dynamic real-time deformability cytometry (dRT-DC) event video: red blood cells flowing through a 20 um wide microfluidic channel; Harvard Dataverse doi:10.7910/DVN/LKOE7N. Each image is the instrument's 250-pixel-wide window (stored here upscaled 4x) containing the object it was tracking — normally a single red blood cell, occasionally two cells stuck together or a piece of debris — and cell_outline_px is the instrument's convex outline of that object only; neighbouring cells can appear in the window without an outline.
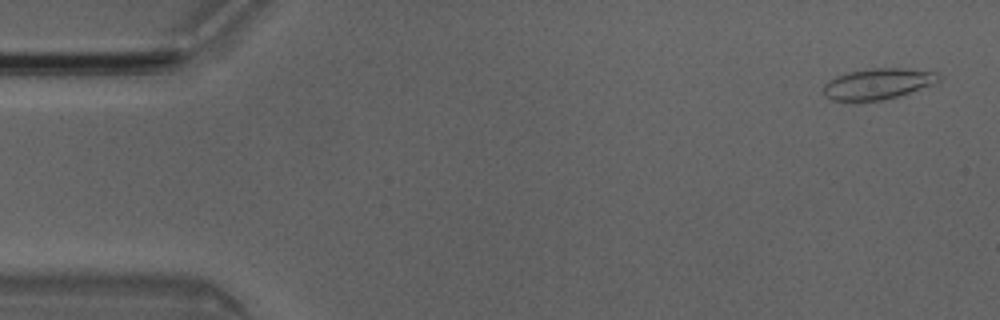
{"species": "Egyptian fruit bat (a non-hibernating species)", "species_latin": "Rousettus aegyptiacus", "temperature_condition": "room temperature", "stored_images_in_passage": 5, "camera_frame_rate_fps": 3000, "um_per_image_px": 0.085, "animal": {"sex": "male"}, "frame": {"image": 1, "passage_image": 1, "time_ms": 0.0, "image_size_px": [1000, 320], "cell_outline_px": [[944, 76], [940, 80], [932, 84], [896, 96], [880, 100], [832, 100], [824, 96], [820, 92], [824, 84], [828, 80], [836, 76], [848, 72], [872, 68], [908, 68], [936, 72]], "centroid_in_image_um": [74.58, 7.1], "position_along_channel_um": 10.4, "area_um2": 20.69}}
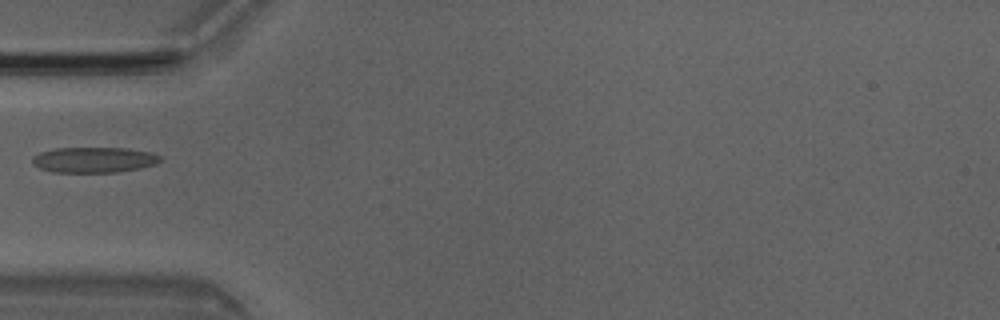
{"frame": {"image": 2, "passage_image": 5, "time_ms": 1.333, "image_size_px": [1000, 320], "cell_outline_px": [[164, 160], [156, 164], [140, 168], [120, 172], [52, 172], [40, 168], [32, 164], [32, 156], [40, 152], [56, 148], [128, 148], [152, 152], [164, 156]], "centroid_in_image_um": [8.05, 13.58], "position_along_channel_um": 77.0, "area_um2": 19.36}}